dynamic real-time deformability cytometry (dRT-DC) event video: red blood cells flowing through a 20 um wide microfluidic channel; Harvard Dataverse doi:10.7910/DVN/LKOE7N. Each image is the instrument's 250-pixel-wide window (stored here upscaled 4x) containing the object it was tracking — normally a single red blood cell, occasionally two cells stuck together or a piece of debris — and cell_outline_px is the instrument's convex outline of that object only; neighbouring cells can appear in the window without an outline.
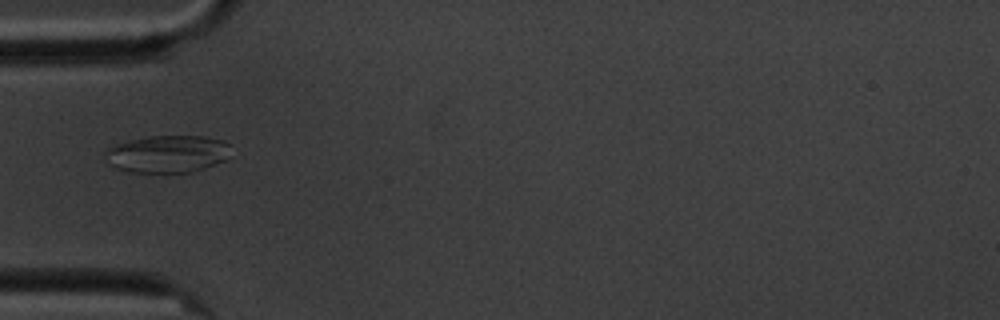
{"species": "common noctule bat (a hibernating species)", "species_latin": "Nyctalus noctula", "temperature_condition": "cold", "stored_images_in_passage": 8, "camera_frame_rate_fps": 3000, "um_per_image_px": 0.085, "animal": {"sex": "male", "body_mass_g": 20.1, "forearm_length_mm": 53.5}, "frame": {"image": 1, "passage_image": 1, "time_ms": 0.0, "image_size_px": [1000, 320], "cell_outline_px": [[232, 156], [228, 160], [192, 172], [124, 172], [112, 168], [104, 152], [108, 148], [116, 144], [148, 136], [204, 136], [224, 140], [232, 144]], "centroid_in_image_um": [14.32, 13.09], "position_along_channel_um": 70.7, "area_um2": 27.92}}
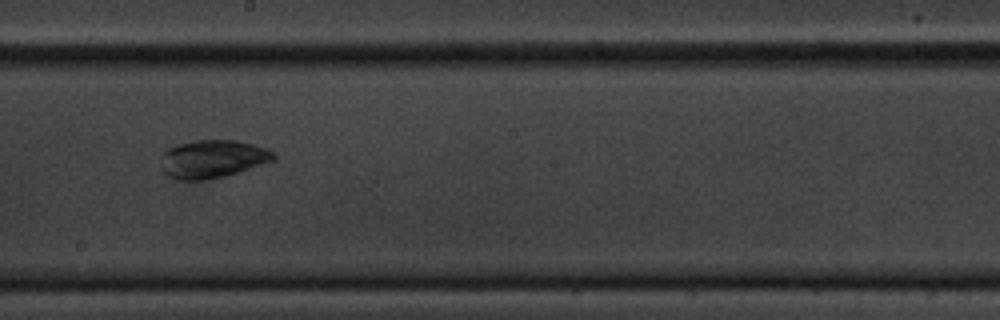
{"frame": {"image": 2, "passage_image": 5, "time_ms": 4.667, "image_size_px": [1000, 320], "cell_outline_px": [[276, 160], [224, 176], [204, 180], [180, 180], [168, 176], [160, 168], [160, 164], [164, 152], [168, 148], [180, 144], [196, 140], [236, 140], [268, 148], [276, 152]], "centroid_in_image_um": [18.09, 13.51], "position_along_channel_um": 230.1, "area_um2": 25.03}}
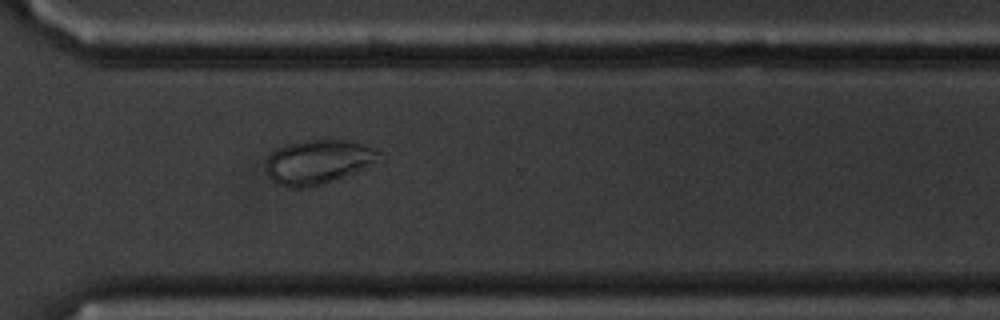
{"frame": {"image": 3, "passage_image": 8, "time_ms": 8.0, "image_size_px": [1000, 320], "cell_outline_px": [[388, 160], [312, 188], [288, 188], [276, 184], [268, 176], [268, 156], [276, 148], [288, 144], [304, 140], [348, 140], [372, 148], [380, 152]], "centroid_in_image_um": [27.12, 13.78], "position_along_channel_um": 343.5, "area_um2": 29.65}}